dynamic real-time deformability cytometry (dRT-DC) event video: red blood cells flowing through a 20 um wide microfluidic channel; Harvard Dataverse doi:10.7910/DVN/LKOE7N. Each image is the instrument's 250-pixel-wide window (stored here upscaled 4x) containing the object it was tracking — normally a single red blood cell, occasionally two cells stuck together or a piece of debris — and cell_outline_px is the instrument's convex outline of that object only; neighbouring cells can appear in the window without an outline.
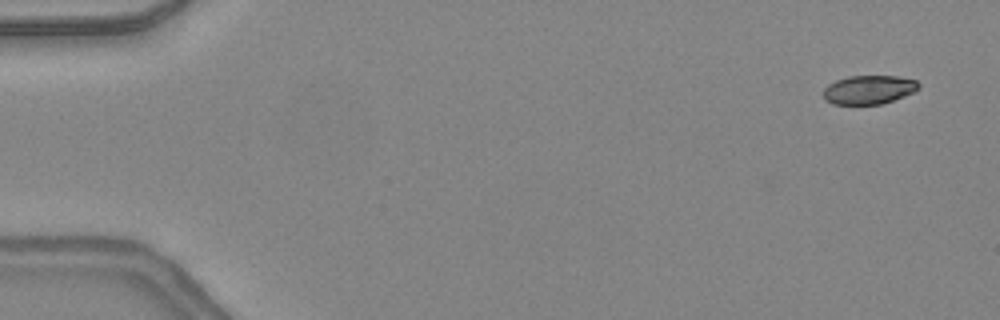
{"species": "common noctule bat (a hibernating species)", "species_latin": "Nyctalus noctula", "temperature_condition": "warm", "stored_images_in_passage": 46, "camera_frame_rate_fps": 3000, "um_per_image_px": 0.085, "animal": {"sex": "female", "body_mass_g": 24.6, "forearm_length_mm": 56.2}, "frame": {"image": 1, "passage_image": 3, "time_ms": 0.667, "image_size_px": [1000, 320], "cell_outline_px": [[920, 88], [904, 96], [880, 104], [832, 104], [824, 100], [824, 88], [828, 84], [836, 80], [848, 76], [896, 76], [916, 80], [920, 84]], "centroid_in_image_um": [73.83, 7.62], "position_along_channel_um": 11.2, "area_um2": 15.95}}
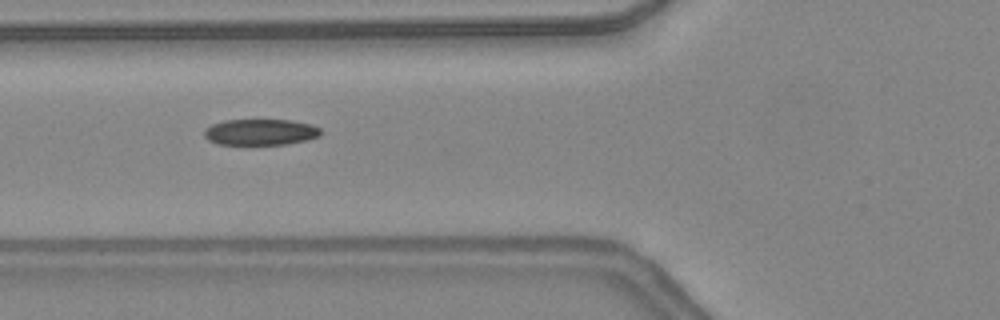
{"frame": {"image": 2, "passage_image": 19, "time_ms": 6.0, "image_size_px": [1000, 320], "cell_outline_px": [[320, 136], [308, 140], [284, 144], [216, 144], [208, 140], [204, 136], [204, 128], [212, 124], [224, 120], [292, 120], [312, 124], [320, 128]], "centroid_in_image_um": [22.13, 11.22], "position_along_channel_um": 103.7, "area_um2": 17.8}}
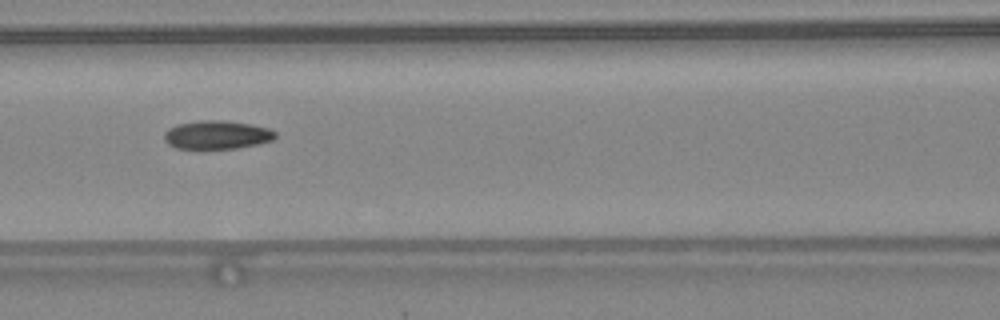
{"frame": {"image": 3, "passage_image": 22, "time_ms": 7.0, "image_size_px": [1000, 320], "cell_outline_px": [[276, 136], [272, 140], [256, 144], [236, 148], [176, 148], [168, 144], [164, 140], [164, 132], [168, 128], [176, 124], [200, 120], [224, 120], [252, 124], [268, 128], [276, 132]], "centroid_in_image_um": [18.41, 11.44], "position_along_channel_um": 148.2, "area_um2": 18.44}, "authors_computed_cell_mechanics": {"area_um2": 18.0914, "velocity_mm_per_s": 4.391, "shape_relaxation_time_tau1_ms": 6.822, "shape_relaxation_time_tau2_ms": 3.4889, "deformation_change_tau1": 0.18, "deformation_change_tau2": 0.0835}}